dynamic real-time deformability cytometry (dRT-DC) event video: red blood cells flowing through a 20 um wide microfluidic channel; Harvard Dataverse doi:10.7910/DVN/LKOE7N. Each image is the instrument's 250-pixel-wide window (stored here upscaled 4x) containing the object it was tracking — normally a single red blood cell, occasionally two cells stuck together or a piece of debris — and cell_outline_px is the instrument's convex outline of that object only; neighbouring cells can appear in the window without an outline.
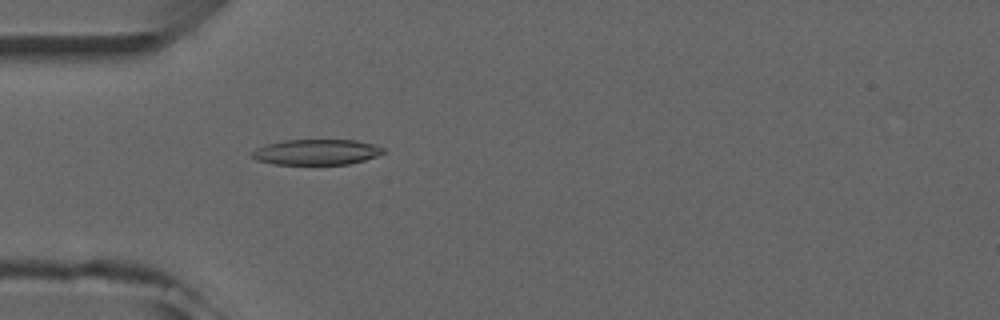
{"species": "common noctule bat (a hibernating species)", "species_latin": "Nyctalus noctula", "temperature_condition": "room temperature", "stored_images_in_passage": 4, "camera_frame_rate_fps": 3000, "um_per_image_px": 0.085, "animal": {"sex": "male", "forearm_length_mm": 52.5}, "frame": {"image": 1, "passage_image": 4, "time_ms": 4.333, "image_size_px": [1000, 320], "cell_outline_px": [[384, 152], [376, 156], [364, 160], [348, 164], [272, 164], [256, 160], [252, 156], [252, 152], [256, 148], [264, 144], [284, 140], [356, 140], [372, 144], [384, 148]], "centroid_in_image_um": [26.86, 12.92], "position_along_channel_um": 58.1, "area_um2": 19.48}}